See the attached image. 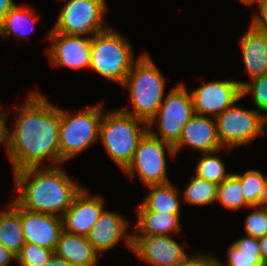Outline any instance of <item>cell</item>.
Returning a JSON list of instances; mask_svg holds the SVG:
<instances>
[{
	"mask_svg": "<svg viewBox=\"0 0 267 266\" xmlns=\"http://www.w3.org/2000/svg\"><path fill=\"white\" fill-rule=\"evenodd\" d=\"M16 106V119L9 135L8 158L13 173L29 167L61 165L59 149L60 108L42 93L33 91ZM58 164V165H57Z\"/></svg>",
	"mask_w": 267,
	"mask_h": 266,
	"instance_id": "cell-1",
	"label": "cell"
},
{
	"mask_svg": "<svg viewBox=\"0 0 267 266\" xmlns=\"http://www.w3.org/2000/svg\"><path fill=\"white\" fill-rule=\"evenodd\" d=\"M16 197L20 207L37 213L59 217L71 206L82 190L60 166L29 167L14 172Z\"/></svg>",
	"mask_w": 267,
	"mask_h": 266,
	"instance_id": "cell-2",
	"label": "cell"
},
{
	"mask_svg": "<svg viewBox=\"0 0 267 266\" xmlns=\"http://www.w3.org/2000/svg\"><path fill=\"white\" fill-rule=\"evenodd\" d=\"M166 79L148 53H142L133 63L124 84L129 93L131 108H120L123 112L147 123L156 115L166 95Z\"/></svg>",
	"mask_w": 267,
	"mask_h": 266,
	"instance_id": "cell-3",
	"label": "cell"
},
{
	"mask_svg": "<svg viewBox=\"0 0 267 266\" xmlns=\"http://www.w3.org/2000/svg\"><path fill=\"white\" fill-rule=\"evenodd\" d=\"M104 110L99 141L112 161L124 171L132 161L139 141L148 131V123L123 112L120 108Z\"/></svg>",
	"mask_w": 267,
	"mask_h": 266,
	"instance_id": "cell-4",
	"label": "cell"
},
{
	"mask_svg": "<svg viewBox=\"0 0 267 266\" xmlns=\"http://www.w3.org/2000/svg\"><path fill=\"white\" fill-rule=\"evenodd\" d=\"M132 45L125 35L113 27L91 38L90 66L97 74L122 86L130 72L134 58Z\"/></svg>",
	"mask_w": 267,
	"mask_h": 266,
	"instance_id": "cell-5",
	"label": "cell"
},
{
	"mask_svg": "<svg viewBox=\"0 0 267 266\" xmlns=\"http://www.w3.org/2000/svg\"><path fill=\"white\" fill-rule=\"evenodd\" d=\"M102 103L79 110L76 114L60 108L59 149L63 163L98 142L103 115Z\"/></svg>",
	"mask_w": 267,
	"mask_h": 266,
	"instance_id": "cell-6",
	"label": "cell"
},
{
	"mask_svg": "<svg viewBox=\"0 0 267 266\" xmlns=\"http://www.w3.org/2000/svg\"><path fill=\"white\" fill-rule=\"evenodd\" d=\"M194 115L192 97L185 84L177 83L164 97L156 115L148 123V131L155 137L175 145ZM155 125L158 132L154 131Z\"/></svg>",
	"mask_w": 267,
	"mask_h": 266,
	"instance_id": "cell-7",
	"label": "cell"
},
{
	"mask_svg": "<svg viewBox=\"0 0 267 266\" xmlns=\"http://www.w3.org/2000/svg\"><path fill=\"white\" fill-rule=\"evenodd\" d=\"M166 153L174 158V146L149 131L141 138L132 161L123 171L129 178L138 176L144 186L170 182L167 178Z\"/></svg>",
	"mask_w": 267,
	"mask_h": 266,
	"instance_id": "cell-8",
	"label": "cell"
},
{
	"mask_svg": "<svg viewBox=\"0 0 267 266\" xmlns=\"http://www.w3.org/2000/svg\"><path fill=\"white\" fill-rule=\"evenodd\" d=\"M237 102L215 118L222 147L232 150L266 136V117L254 108L238 107Z\"/></svg>",
	"mask_w": 267,
	"mask_h": 266,
	"instance_id": "cell-9",
	"label": "cell"
},
{
	"mask_svg": "<svg viewBox=\"0 0 267 266\" xmlns=\"http://www.w3.org/2000/svg\"><path fill=\"white\" fill-rule=\"evenodd\" d=\"M64 2L53 30L66 35L89 36L110 28L104 22L106 0H59Z\"/></svg>",
	"mask_w": 267,
	"mask_h": 266,
	"instance_id": "cell-10",
	"label": "cell"
},
{
	"mask_svg": "<svg viewBox=\"0 0 267 266\" xmlns=\"http://www.w3.org/2000/svg\"><path fill=\"white\" fill-rule=\"evenodd\" d=\"M172 235H133L132 252L142 261L155 266H182L191 256Z\"/></svg>",
	"mask_w": 267,
	"mask_h": 266,
	"instance_id": "cell-11",
	"label": "cell"
},
{
	"mask_svg": "<svg viewBox=\"0 0 267 266\" xmlns=\"http://www.w3.org/2000/svg\"><path fill=\"white\" fill-rule=\"evenodd\" d=\"M48 32L46 39L51 44L46 54L52 66L74 70L89 68L92 37L66 35L53 29Z\"/></svg>",
	"mask_w": 267,
	"mask_h": 266,
	"instance_id": "cell-12",
	"label": "cell"
},
{
	"mask_svg": "<svg viewBox=\"0 0 267 266\" xmlns=\"http://www.w3.org/2000/svg\"><path fill=\"white\" fill-rule=\"evenodd\" d=\"M194 114L216 118L236 101L242 99L238 80L204 83L190 91Z\"/></svg>",
	"mask_w": 267,
	"mask_h": 266,
	"instance_id": "cell-13",
	"label": "cell"
},
{
	"mask_svg": "<svg viewBox=\"0 0 267 266\" xmlns=\"http://www.w3.org/2000/svg\"><path fill=\"white\" fill-rule=\"evenodd\" d=\"M84 188L62 215V225L66 232L87 236L105 209L106 202L100 195H91Z\"/></svg>",
	"mask_w": 267,
	"mask_h": 266,
	"instance_id": "cell-14",
	"label": "cell"
},
{
	"mask_svg": "<svg viewBox=\"0 0 267 266\" xmlns=\"http://www.w3.org/2000/svg\"><path fill=\"white\" fill-rule=\"evenodd\" d=\"M129 226L127 218L125 219L116 211L104 209L87 235V239L94 249L101 254L114 249L122 240L126 247L132 251L133 233H129Z\"/></svg>",
	"mask_w": 267,
	"mask_h": 266,
	"instance_id": "cell-15",
	"label": "cell"
},
{
	"mask_svg": "<svg viewBox=\"0 0 267 266\" xmlns=\"http://www.w3.org/2000/svg\"><path fill=\"white\" fill-rule=\"evenodd\" d=\"M20 219L25 243L56 249L59 235L63 230L62 217L32 212L20 207Z\"/></svg>",
	"mask_w": 267,
	"mask_h": 266,
	"instance_id": "cell-16",
	"label": "cell"
},
{
	"mask_svg": "<svg viewBox=\"0 0 267 266\" xmlns=\"http://www.w3.org/2000/svg\"><path fill=\"white\" fill-rule=\"evenodd\" d=\"M183 146L201 153L222 149L215 118L194 114L183 128L179 141L174 145L175 155H178Z\"/></svg>",
	"mask_w": 267,
	"mask_h": 266,
	"instance_id": "cell-17",
	"label": "cell"
},
{
	"mask_svg": "<svg viewBox=\"0 0 267 266\" xmlns=\"http://www.w3.org/2000/svg\"><path fill=\"white\" fill-rule=\"evenodd\" d=\"M241 35L238 42L246 67L245 72L252 80L267 73V35L251 26Z\"/></svg>",
	"mask_w": 267,
	"mask_h": 266,
	"instance_id": "cell-18",
	"label": "cell"
},
{
	"mask_svg": "<svg viewBox=\"0 0 267 266\" xmlns=\"http://www.w3.org/2000/svg\"><path fill=\"white\" fill-rule=\"evenodd\" d=\"M55 253L74 266H96L99 254L88 241L87 236L62 230Z\"/></svg>",
	"mask_w": 267,
	"mask_h": 266,
	"instance_id": "cell-19",
	"label": "cell"
},
{
	"mask_svg": "<svg viewBox=\"0 0 267 266\" xmlns=\"http://www.w3.org/2000/svg\"><path fill=\"white\" fill-rule=\"evenodd\" d=\"M136 225L133 235H176L182 230L181 214H168L156 211H135Z\"/></svg>",
	"mask_w": 267,
	"mask_h": 266,
	"instance_id": "cell-20",
	"label": "cell"
},
{
	"mask_svg": "<svg viewBox=\"0 0 267 266\" xmlns=\"http://www.w3.org/2000/svg\"><path fill=\"white\" fill-rule=\"evenodd\" d=\"M150 191L135 211H156L181 214L180 190L171 181L164 184L146 186Z\"/></svg>",
	"mask_w": 267,
	"mask_h": 266,
	"instance_id": "cell-21",
	"label": "cell"
},
{
	"mask_svg": "<svg viewBox=\"0 0 267 266\" xmlns=\"http://www.w3.org/2000/svg\"><path fill=\"white\" fill-rule=\"evenodd\" d=\"M6 207L0 210V245L17 256L25 244L20 206L12 199Z\"/></svg>",
	"mask_w": 267,
	"mask_h": 266,
	"instance_id": "cell-22",
	"label": "cell"
},
{
	"mask_svg": "<svg viewBox=\"0 0 267 266\" xmlns=\"http://www.w3.org/2000/svg\"><path fill=\"white\" fill-rule=\"evenodd\" d=\"M35 14V11L26 5H15L0 22L1 39L10 38L13 35L18 40L26 39V36L34 30L32 26L38 20Z\"/></svg>",
	"mask_w": 267,
	"mask_h": 266,
	"instance_id": "cell-23",
	"label": "cell"
},
{
	"mask_svg": "<svg viewBox=\"0 0 267 266\" xmlns=\"http://www.w3.org/2000/svg\"><path fill=\"white\" fill-rule=\"evenodd\" d=\"M227 264L218 258L219 266H265L261 259L258 238L244 236L235 240L227 249Z\"/></svg>",
	"mask_w": 267,
	"mask_h": 266,
	"instance_id": "cell-24",
	"label": "cell"
},
{
	"mask_svg": "<svg viewBox=\"0 0 267 266\" xmlns=\"http://www.w3.org/2000/svg\"><path fill=\"white\" fill-rule=\"evenodd\" d=\"M224 149L228 153L232 150L229 148H222L214 152L201 153L202 157L200 156L199 159H197L198 165L195 168V175L217 185L226 180L232 173L226 172L225 163L217 155L218 152Z\"/></svg>",
	"mask_w": 267,
	"mask_h": 266,
	"instance_id": "cell-25",
	"label": "cell"
},
{
	"mask_svg": "<svg viewBox=\"0 0 267 266\" xmlns=\"http://www.w3.org/2000/svg\"><path fill=\"white\" fill-rule=\"evenodd\" d=\"M218 185L197 177L190 178L187 187L182 191L181 199L189 205L206 206L216 203Z\"/></svg>",
	"mask_w": 267,
	"mask_h": 266,
	"instance_id": "cell-26",
	"label": "cell"
},
{
	"mask_svg": "<svg viewBox=\"0 0 267 266\" xmlns=\"http://www.w3.org/2000/svg\"><path fill=\"white\" fill-rule=\"evenodd\" d=\"M230 210L246 209L251 206L245 201L242 194L240 177L237 173H232L226 180L218 185L216 203Z\"/></svg>",
	"mask_w": 267,
	"mask_h": 266,
	"instance_id": "cell-27",
	"label": "cell"
},
{
	"mask_svg": "<svg viewBox=\"0 0 267 266\" xmlns=\"http://www.w3.org/2000/svg\"><path fill=\"white\" fill-rule=\"evenodd\" d=\"M242 187V194L250 206H258V201L265 185L266 176L258 170H247L244 174H238Z\"/></svg>",
	"mask_w": 267,
	"mask_h": 266,
	"instance_id": "cell-28",
	"label": "cell"
},
{
	"mask_svg": "<svg viewBox=\"0 0 267 266\" xmlns=\"http://www.w3.org/2000/svg\"><path fill=\"white\" fill-rule=\"evenodd\" d=\"M242 98L252 94L256 110L267 117V73L250 81H239Z\"/></svg>",
	"mask_w": 267,
	"mask_h": 266,
	"instance_id": "cell-29",
	"label": "cell"
},
{
	"mask_svg": "<svg viewBox=\"0 0 267 266\" xmlns=\"http://www.w3.org/2000/svg\"><path fill=\"white\" fill-rule=\"evenodd\" d=\"M54 253L55 250L37 244L25 243L16 256V261L20 266H44Z\"/></svg>",
	"mask_w": 267,
	"mask_h": 266,
	"instance_id": "cell-30",
	"label": "cell"
},
{
	"mask_svg": "<svg viewBox=\"0 0 267 266\" xmlns=\"http://www.w3.org/2000/svg\"><path fill=\"white\" fill-rule=\"evenodd\" d=\"M253 209L245 219L246 235L254 238H261L267 234V209L258 206H251Z\"/></svg>",
	"mask_w": 267,
	"mask_h": 266,
	"instance_id": "cell-31",
	"label": "cell"
},
{
	"mask_svg": "<svg viewBox=\"0 0 267 266\" xmlns=\"http://www.w3.org/2000/svg\"><path fill=\"white\" fill-rule=\"evenodd\" d=\"M253 5L259 9V13L254 10L250 26L267 35V0H256Z\"/></svg>",
	"mask_w": 267,
	"mask_h": 266,
	"instance_id": "cell-32",
	"label": "cell"
},
{
	"mask_svg": "<svg viewBox=\"0 0 267 266\" xmlns=\"http://www.w3.org/2000/svg\"><path fill=\"white\" fill-rule=\"evenodd\" d=\"M182 266H219L218 258L212 253L192 254Z\"/></svg>",
	"mask_w": 267,
	"mask_h": 266,
	"instance_id": "cell-33",
	"label": "cell"
},
{
	"mask_svg": "<svg viewBox=\"0 0 267 266\" xmlns=\"http://www.w3.org/2000/svg\"><path fill=\"white\" fill-rule=\"evenodd\" d=\"M1 106V105H0ZM10 110L5 112L1 110L0 107V144L5 145L6 149V155L8 156V150H9V135H10V129L8 127V117L10 115Z\"/></svg>",
	"mask_w": 267,
	"mask_h": 266,
	"instance_id": "cell-34",
	"label": "cell"
},
{
	"mask_svg": "<svg viewBox=\"0 0 267 266\" xmlns=\"http://www.w3.org/2000/svg\"><path fill=\"white\" fill-rule=\"evenodd\" d=\"M12 260L16 261V256L0 245V266H9Z\"/></svg>",
	"mask_w": 267,
	"mask_h": 266,
	"instance_id": "cell-35",
	"label": "cell"
},
{
	"mask_svg": "<svg viewBox=\"0 0 267 266\" xmlns=\"http://www.w3.org/2000/svg\"><path fill=\"white\" fill-rule=\"evenodd\" d=\"M15 5L13 0H0V22Z\"/></svg>",
	"mask_w": 267,
	"mask_h": 266,
	"instance_id": "cell-36",
	"label": "cell"
},
{
	"mask_svg": "<svg viewBox=\"0 0 267 266\" xmlns=\"http://www.w3.org/2000/svg\"><path fill=\"white\" fill-rule=\"evenodd\" d=\"M44 266H74L62 257L58 256L56 253H54L49 262L46 263Z\"/></svg>",
	"mask_w": 267,
	"mask_h": 266,
	"instance_id": "cell-37",
	"label": "cell"
},
{
	"mask_svg": "<svg viewBox=\"0 0 267 266\" xmlns=\"http://www.w3.org/2000/svg\"><path fill=\"white\" fill-rule=\"evenodd\" d=\"M260 251H261V259L265 265H267V234L264 237L258 238Z\"/></svg>",
	"mask_w": 267,
	"mask_h": 266,
	"instance_id": "cell-38",
	"label": "cell"
},
{
	"mask_svg": "<svg viewBox=\"0 0 267 266\" xmlns=\"http://www.w3.org/2000/svg\"><path fill=\"white\" fill-rule=\"evenodd\" d=\"M258 207L267 209V176L264 188L258 201Z\"/></svg>",
	"mask_w": 267,
	"mask_h": 266,
	"instance_id": "cell-39",
	"label": "cell"
},
{
	"mask_svg": "<svg viewBox=\"0 0 267 266\" xmlns=\"http://www.w3.org/2000/svg\"><path fill=\"white\" fill-rule=\"evenodd\" d=\"M241 4L251 6L256 0H239Z\"/></svg>",
	"mask_w": 267,
	"mask_h": 266,
	"instance_id": "cell-40",
	"label": "cell"
}]
</instances>
